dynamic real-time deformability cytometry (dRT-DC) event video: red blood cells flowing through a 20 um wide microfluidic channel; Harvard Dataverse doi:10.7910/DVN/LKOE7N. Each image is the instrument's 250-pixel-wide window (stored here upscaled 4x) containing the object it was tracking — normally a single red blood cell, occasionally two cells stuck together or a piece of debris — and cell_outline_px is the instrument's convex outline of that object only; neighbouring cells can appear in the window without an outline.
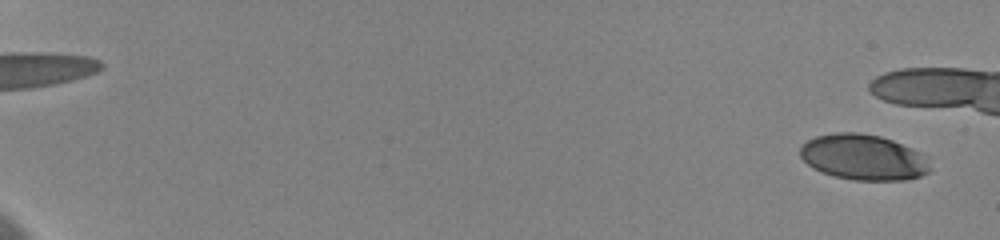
{"species": "human", "species_latin": "Homo sapiens", "temperature_condition": "cold", "stored_images_in_passage": 29, "camera_frame_rate_fps": 3000, "um_per_image_px": 0.085, "donor": {"sex": "female"}, "frame": {"image": 1, "passage_image": 6, "time_ms": 1.0, "image_size_px": [1000, 240], "cell_outline_px": [[928, 172], [920, 176], [904, 180], [852, 180], [836, 176], [812, 168], [800, 156], [800, 148], [808, 140], [816, 136], [836, 132], [856, 132], [880, 136], [892, 140], [912, 148], [916, 152], [928, 168]], "centroid_in_image_um": [73.3, 13.36], "position_along_channel_um": 11.7, "area_um2": 33.76}}